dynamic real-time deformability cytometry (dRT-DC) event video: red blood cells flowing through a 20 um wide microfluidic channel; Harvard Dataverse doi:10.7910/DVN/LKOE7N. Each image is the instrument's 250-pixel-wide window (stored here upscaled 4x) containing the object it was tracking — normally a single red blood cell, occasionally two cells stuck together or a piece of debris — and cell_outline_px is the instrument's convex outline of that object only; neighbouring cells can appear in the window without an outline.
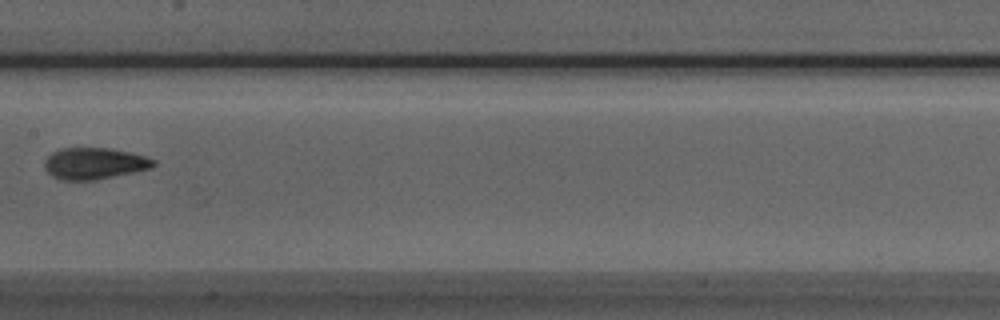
{"species": "Egyptian fruit bat (a non-hibernating species)", "species_latin": "Rousettus aegyptiacus", "temperature_condition": "room temperature", "stored_images_in_passage": 6, "camera_frame_rate_fps": 3000, "um_per_image_px": 0.085, "animal": {"sex": "male"}, "frame": {"image": 1, "passage_image": 6, "time_ms": 1.667, "image_size_px": [1000, 320], "cell_outline_px": [[156, 164], [152, 168], [96, 180], [60, 180], [52, 176], [44, 168], [44, 160], [52, 152], [60, 148], [108, 148], [148, 156], [156, 160]], "centroid_in_image_um": [8.02, 13.89], "position_along_channel_um": 199.4, "area_um2": 20.17}}